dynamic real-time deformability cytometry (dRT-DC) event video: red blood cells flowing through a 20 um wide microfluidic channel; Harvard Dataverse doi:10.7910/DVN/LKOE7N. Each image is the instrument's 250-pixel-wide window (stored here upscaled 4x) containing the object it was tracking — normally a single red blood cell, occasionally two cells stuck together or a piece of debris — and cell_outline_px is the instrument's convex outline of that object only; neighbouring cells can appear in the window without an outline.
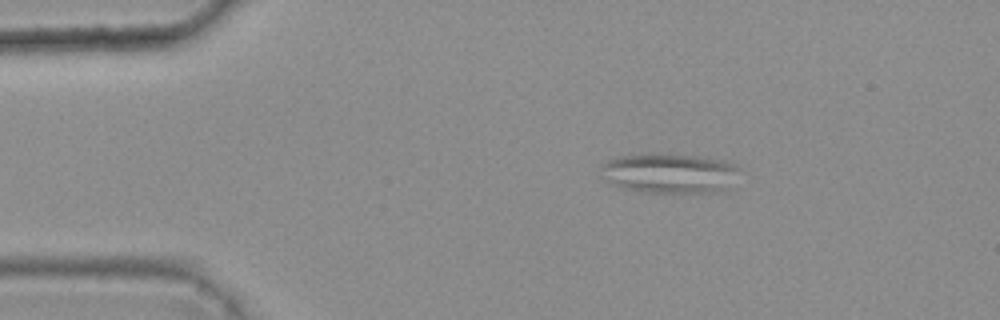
{"species": "common noctule bat (a hibernating species)", "species_latin": "Nyctalus noctula", "temperature_condition": "warm", "stored_images_in_passage": 5, "camera_frame_rate_fps": 3000, "um_per_image_px": 0.085, "animal": {"sex": "female", "body_mass_g": 25.1}, "frame": {"image": 1, "passage_image": 2, "time_ms": 0.333, "image_size_px": [1000, 320], "cell_outline_px": [[740, 168], [728, 188], [720, 192], [636, 192], [620, 188], [608, 180], [604, 168], [604, 164], [608, 160], [620, 156], [656, 152], [668, 152], [724, 160], [736, 164]], "centroid_in_image_um": [56.97, 14.7], "position_along_channel_um": 28.0, "area_um2": 32.31}}